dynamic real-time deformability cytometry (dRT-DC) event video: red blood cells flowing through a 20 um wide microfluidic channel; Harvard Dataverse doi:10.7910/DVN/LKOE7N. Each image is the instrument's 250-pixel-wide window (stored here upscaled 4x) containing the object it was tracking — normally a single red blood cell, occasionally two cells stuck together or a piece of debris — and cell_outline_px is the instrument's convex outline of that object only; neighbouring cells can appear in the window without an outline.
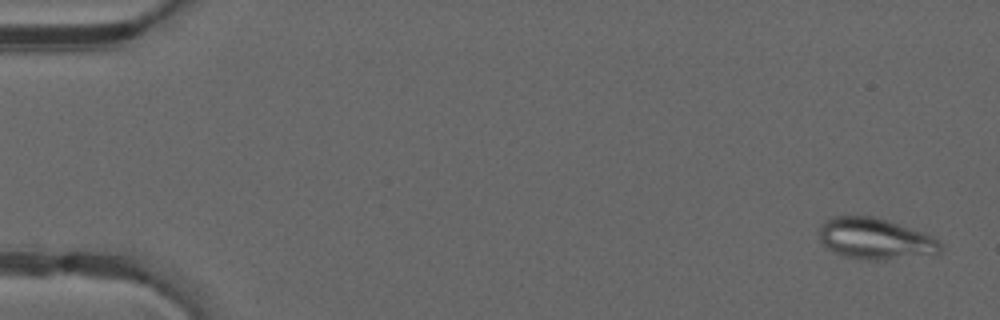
{"species": "common noctule bat (a hibernating species)", "species_latin": "Nyctalus noctula", "temperature_condition": "warm", "stored_images_in_passage": 50, "camera_frame_rate_fps": 3000, "um_per_image_px": 0.085, "animal": {"sex": "male", "forearm_length_mm": 52.5}, "frame": {"image": 1, "passage_image": 2, "time_ms": 0.333, "image_size_px": [1000, 320], "cell_outline_px": [[944, 248], [936, 256], [884, 260], [868, 260], [844, 256], [828, 248], [820, 240], [820, 224], [824, 220], [832, 216], [872, 216], [888, 220], [924, 232], [940, 240], [944, 244]], "centroid_in_image_um": [74.5, 20.31], "position_along_channel_um": 10.5, "area_um2": 29.82}}
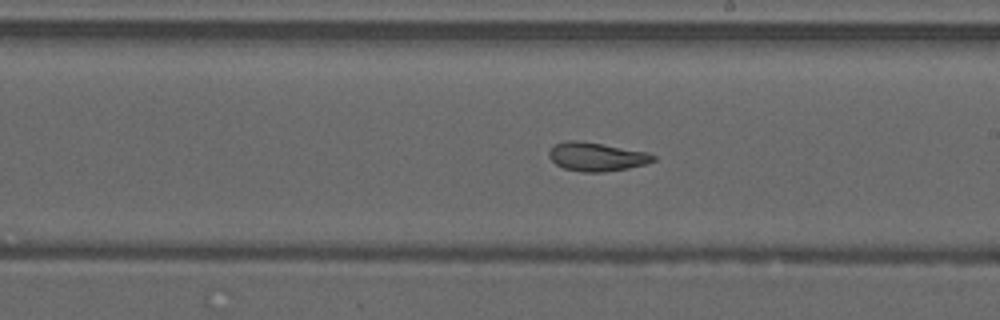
{"frame": {"image": 2, "passage_image": 29, "time_ms": 9.333, "image_size_px": [1000, 320], "cell_outline_px": [[656, 160], [644, 164], [628, 168], [604, 172], [584, 172], [564, 168], [556, 164], [548, 156], [548, 152], [556, 144], [568, 140], [576, 140], [648, 152], [656, 156]], "centroid_in_image_um": [50.71, 13.33], "position_along_channel_um": 238.3, "area_um2": 17.17}}
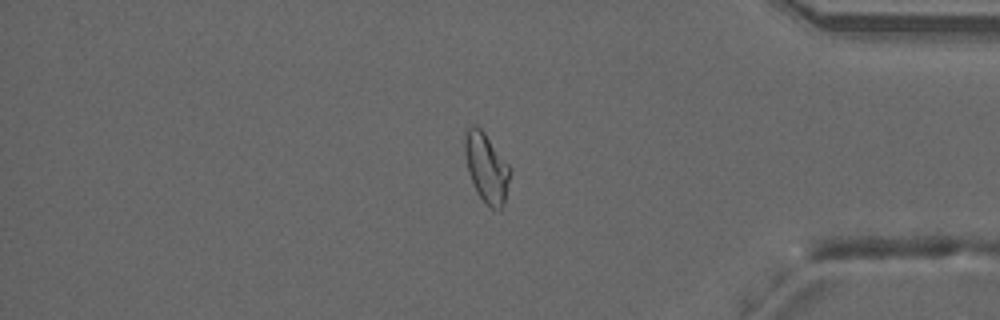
{"frame": {"image": 3, "passage_image": 42, "time_ms": 13.667, "image_size_px": [1000, 320], "cell_outline_px": [[512, 168], [504, 204], [500, 208], [492, 208], [476, 192], [468, 172], [464, 152], [464, 132], [472, 124], [476, 124], [484, 132]], "centroid_in_image_um": [41.34, 14.2], "position_along_channel_um": 393.9, "area_um2": 18.32}, "authors_computed_cell_mechanics": {"area_um2": 19.9699, "velocity_mm_per_s": 4.156, "shape_relaxation_time_tau1_ms": null, "shape_relaxation_time_tau2_ms": 2.9849, "deformation_change_tau1": null, "deformation_change_tau2": 0.0962}}